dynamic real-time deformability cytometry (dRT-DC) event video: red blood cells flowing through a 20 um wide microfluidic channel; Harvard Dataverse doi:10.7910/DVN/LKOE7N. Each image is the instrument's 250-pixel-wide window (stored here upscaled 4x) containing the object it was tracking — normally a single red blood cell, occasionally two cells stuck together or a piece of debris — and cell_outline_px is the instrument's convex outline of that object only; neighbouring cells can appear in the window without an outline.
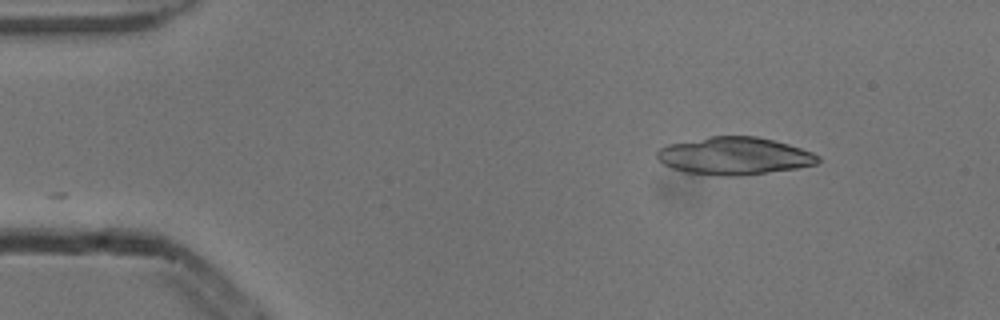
{"species": "common noctule bat (a hibernating species)", "species_latin": "Nyctalus noctula", "temperature_condition": "cold", "stored_images_in_passage": 4, "camera_frame_rate_fps": 3000, "um_per_image_px": 0.085, "animal": {"sex": "male", "body_mass_g": 13.3}, "frame": {"image": 1, "passage_image": 1, "time_ms": 0.0, "image_size_px": [1000, 320], "cell_outline_px": [[820, 160], [816, 164], [796, 168], [740, 176], [720, 176], [684, 172], [672, 168], [656, 160], [656, 152], [660, 148], [668, 144], [708, 136], [756, 136], [788, 144], [812, 152], [820, 156]], "centroid_in_image_um": [62.38, 13.25], "position_along_channel_um": 22.6, "area_um2": 35.32}}